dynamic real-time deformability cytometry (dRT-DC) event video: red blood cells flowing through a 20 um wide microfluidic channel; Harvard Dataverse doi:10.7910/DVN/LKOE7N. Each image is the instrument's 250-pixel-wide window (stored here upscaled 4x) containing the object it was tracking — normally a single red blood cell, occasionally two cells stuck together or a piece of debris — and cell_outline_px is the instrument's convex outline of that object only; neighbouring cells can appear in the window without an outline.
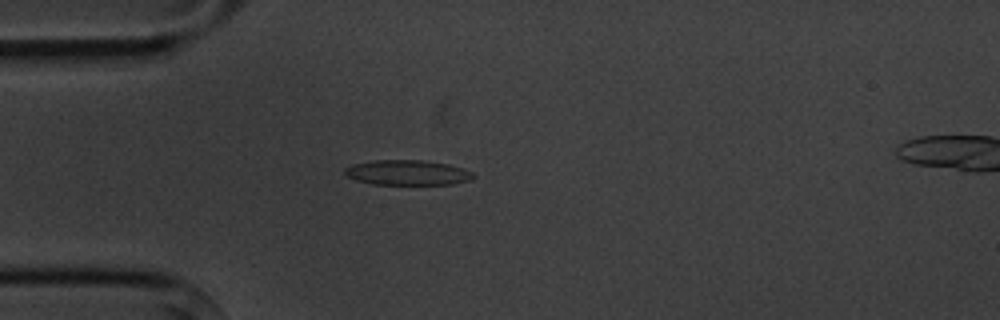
{"species": "common noctule bat (a hibernating species)", "species_latin": "Nyctalus noctula", "temperature_condition": "cold", "stored_images_in_passage": 5, "camera_frame_rate_fps": 3000, "um_per_image_px": 0.085, "animal": {"sex": "male", "body_mass_g": 20.1, "forearm_length_mm": 53.5}, "frame": {"image": 1, "passage_image": 4, "time_ms": 4.667, "image_size_px": [1000, 320], "cell_outline_px": [[476, 176], [472, 180], [452, 184], [372, 184], [356, 180], [348, 176], [344, 172], [344, 168], [352, 164], [376, 160], [420, 160], [448, 164], [472, 172]], "centroid_in_image_um": [34.63, 14.67], "position_along_channel_um": 50.4, "area_um2": 18.67}}